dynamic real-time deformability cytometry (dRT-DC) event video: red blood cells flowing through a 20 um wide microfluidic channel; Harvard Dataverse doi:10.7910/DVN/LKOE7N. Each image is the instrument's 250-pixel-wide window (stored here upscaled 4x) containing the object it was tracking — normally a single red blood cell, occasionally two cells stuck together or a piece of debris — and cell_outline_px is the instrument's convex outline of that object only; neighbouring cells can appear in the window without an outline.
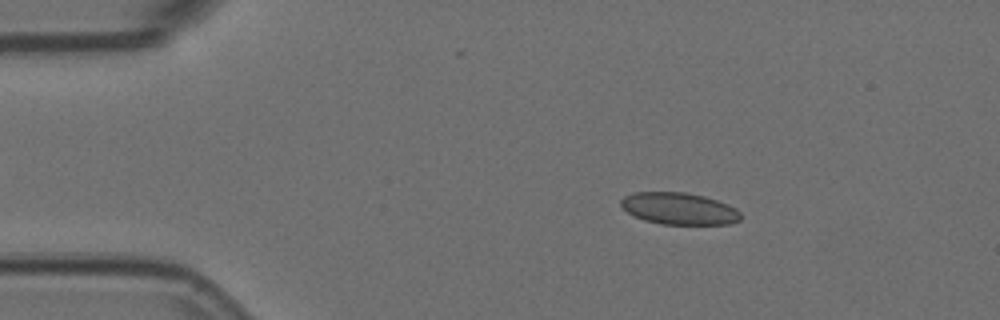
{"species": "Egyptian fruit bat (a non-hibernating species)", "species_latin": "Rousettus aegyptiacus", "temperature_condition": "room temperature", "stored_images_in_passage": 4, "camera_frame_rate_fps": 3000, "um_per_image_px": 0.085, "animal": {"sex": "female"}, "frame": {"image": 1, "passage_image": 2, "time_ms": 0.333, "image_size_px": [1000, 320], "cell_outline_px": [[740, 220], [732, 224], [660, 224], [644, 220], [628, 212], [620, 204], [620, 200], [624, 196], [632, 192], [684, 192], [704, 196], [728, 204], [736, 208], [740, 212]], "centroid_in_image_um": [57.73, 17.73], "position_along_channel_um": 27.3, "area_um2": 22.25}}
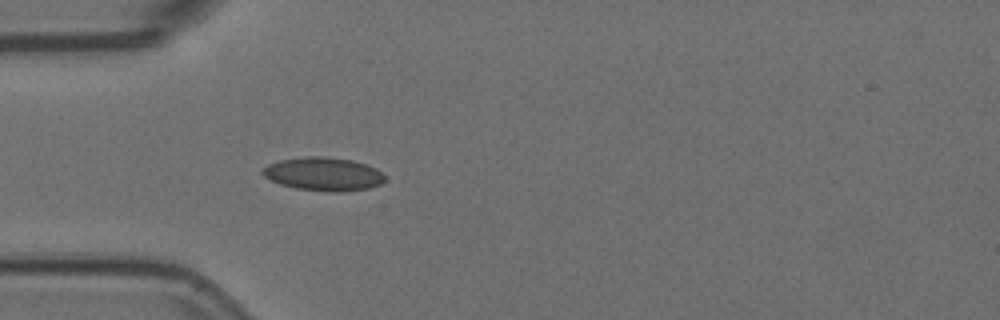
{"frame": {"image": 2, "passage_image": 4, "time_ms": 1.0, "image_size_px": [1000, 320], "cell_outline_px": [[384, 180], [380, 184], [368, 188], [344, 192], [296, 188], [280, 184], [264, 176], [260, 172], [268, 164], [280, 160], [304, 156], [324, 156], [352, 160], [376, 168], [384, 176]], "centroid_in_image_um": [27.48, 14.78], "position_along_channel_um": 57.5, "area_um2": 23.52}}